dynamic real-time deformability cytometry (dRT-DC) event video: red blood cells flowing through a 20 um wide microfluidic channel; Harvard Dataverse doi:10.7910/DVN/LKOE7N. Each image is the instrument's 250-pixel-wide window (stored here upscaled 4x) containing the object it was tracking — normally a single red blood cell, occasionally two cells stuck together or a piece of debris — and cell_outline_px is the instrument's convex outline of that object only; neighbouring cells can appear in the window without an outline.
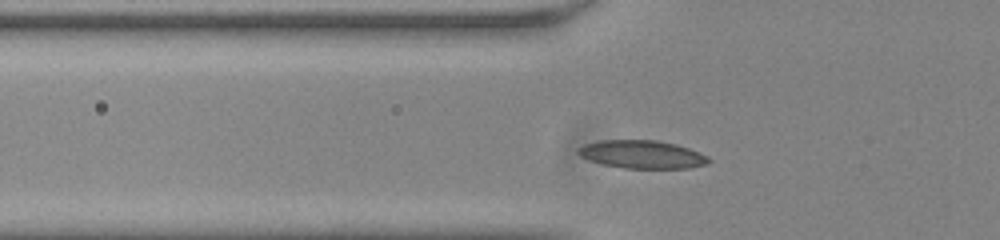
{"species": "common noctule bat (a hibernating species)", "species_latin": "Nyctalus noctula", "temperature_condition": "room temperature", "stored_images_in_passage": 39, "camera_frame_rate_fps": 3000, "um_per_image_px": 0.085, "animal": {"sex": "male", "body_mass_g": 20.0, "forearm_length_mm": 53.3}, "frame": {"image": 1, "passage_image": 4, "time_ms": 1.0, "image_size_px": [1000, 240], "cell_outline_px": [[712, 160], [708, 164], [688, 168], [624, 168], [604, 164], [588, 160], [580, 156], [576, 152], [584, 144], [600, 140], [656, 140], [676, 144], [700, 152], [708, 156]], "centroid_in_image_um": [54.6, 13.12], "position_along_channel_um": 71.2, "area_um2": 21.39}}
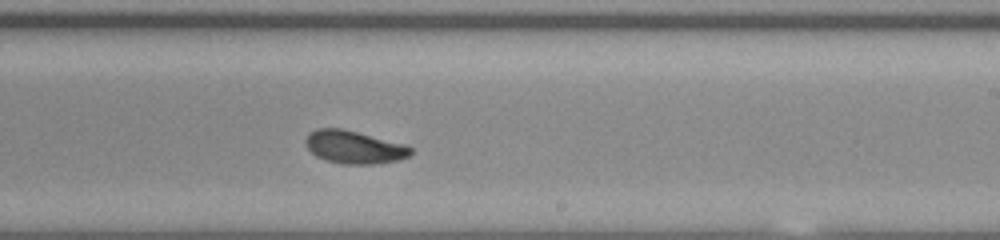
{"frame": {"image": 2, "passage_image": 19, "time_ms": 6.0, "image_size_px": [1000, 240], "cell_outline_px": [[412, 152], [408, 156], [400, 160], [372, 164], [344, 164], [328, 160], [316, 156], [308, 148], [304, 140], [308, 132], [316, 128], [340, 128], [404, 144], [412, 148]], "centroid_in_image_um": [30.08, 12.5], "position_along_channel_um": 258.9, "area_um2": 19.94}}
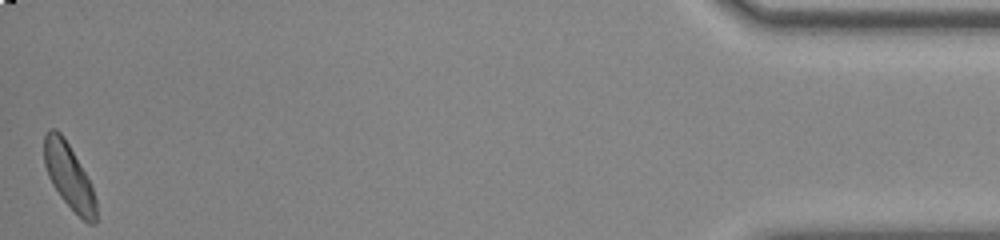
{"frame": {"image": 3, "passage_image": 39, "time_ms": 12.667, "image_size_px": [1000, 240], "cell_outline_px": [[96, 224], [88, 224], [60, 196], [52, 184], [48, 176], [44, 164], [44, 136], [48, 128], [56, 128], [64, 136], [84, 172], [92, 188], [96, 200]], "centroid_in_image_um": [5.83, 14.95], "position_along_channel_um": 429.4, "area_um2": 19.42}, "authors_computed_cell_mechanics": {"area_um2": 20.1144, "velocity_mm_per_s": 3.7676, "shape_relaxation_time_tau1_ms": 2.8003, "shape_relaxation_time_tau2_ms": 3.4901, "deformation_change_tau1": 0.1109, "deformation_change_tau2": 0.0773}}